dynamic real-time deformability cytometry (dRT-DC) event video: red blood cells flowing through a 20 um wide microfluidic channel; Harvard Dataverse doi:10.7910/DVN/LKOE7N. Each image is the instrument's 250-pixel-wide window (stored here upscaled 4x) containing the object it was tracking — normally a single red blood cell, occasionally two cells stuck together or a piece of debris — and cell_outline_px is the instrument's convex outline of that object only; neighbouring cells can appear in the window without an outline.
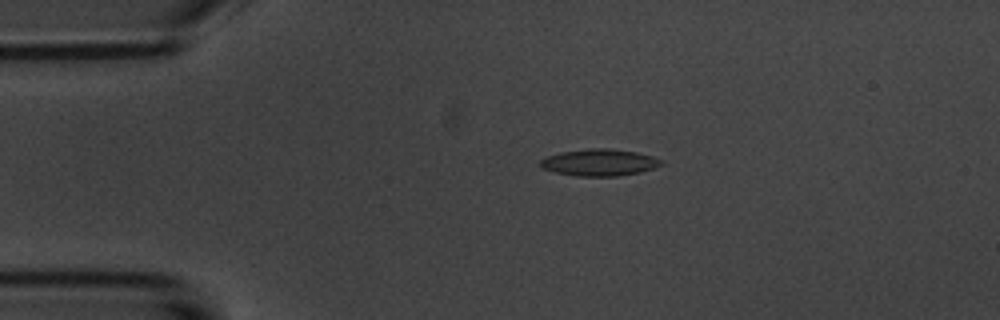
{"species": "common noctule bat (a hibernating species)", "species_latin": "Nyctalus noctula", "temperature_condition": "room temperature", "stored_images_in_passage": 5, "camera_frame_rate_fps": 3000, "um_per_image_px": 0.085, "animal": {"sex": "male", "body_mass_g": 20.1, "forearm_length_mm": 53.5}, "frame": {"image": 1, "passage_image": 4, "time_ms": 3.333, "image_size_px": [1000, 320], "cell_outline_px": [[664, 164], [656, 168], [640, 172], [616, 176], [576, 176], [552, 172], [540, 168], [540, 160], [548, 156], [560, 152], [588, 148], [608, 148], [636, 152], [652, 156], [664, 160]], "centroid_in_image_um": [50.95, 13.81], "position_along_channel_um": 34.0, "area_um2": 19.13}}